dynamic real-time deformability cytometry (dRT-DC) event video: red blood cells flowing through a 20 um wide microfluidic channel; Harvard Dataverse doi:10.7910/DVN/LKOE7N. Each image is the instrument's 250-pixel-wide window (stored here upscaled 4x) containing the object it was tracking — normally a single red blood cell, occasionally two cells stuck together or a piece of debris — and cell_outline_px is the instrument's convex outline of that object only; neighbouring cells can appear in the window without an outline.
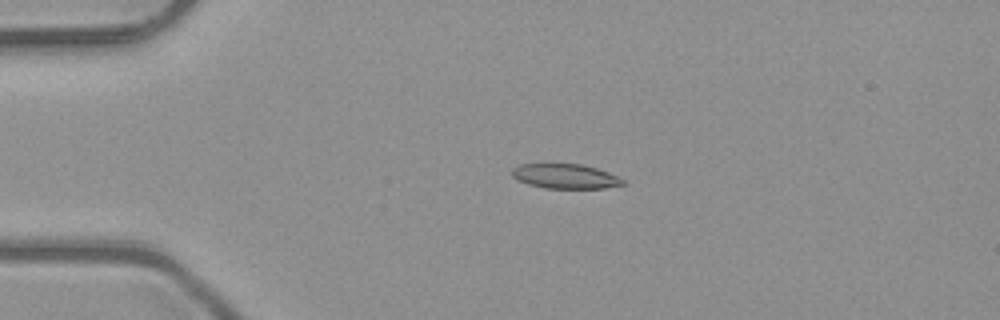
{"species": "common noctule bat (a hibernating species)", "species_latin": "Nyctalus noctula", "temperature_condition": "room temperature", "stored_images_in_passage": 5, "camera_frame_rate_fps": 3000, "um_per_image_px": 0.085, "animal": {"sex": "male", "body_mass_g": 23.1, "forearm_length_mm": 52.7}, "frame": {"image": 1, "passage_image": 4, "time_ms": 1.0, "image_size_px": [1000, 320], "cell_outline_px": [[628, 184], [604, 188], [544, 188], [528, 184], [516, 180], [512, 176], [512, 168], [520, 164], [580, 164], [596, 168], [608, 172], [624, 180]], "centroid_in_image_um": [48.04, 14.99], "position_along_channel_um": 37.0, "area_um2": 15.95}}